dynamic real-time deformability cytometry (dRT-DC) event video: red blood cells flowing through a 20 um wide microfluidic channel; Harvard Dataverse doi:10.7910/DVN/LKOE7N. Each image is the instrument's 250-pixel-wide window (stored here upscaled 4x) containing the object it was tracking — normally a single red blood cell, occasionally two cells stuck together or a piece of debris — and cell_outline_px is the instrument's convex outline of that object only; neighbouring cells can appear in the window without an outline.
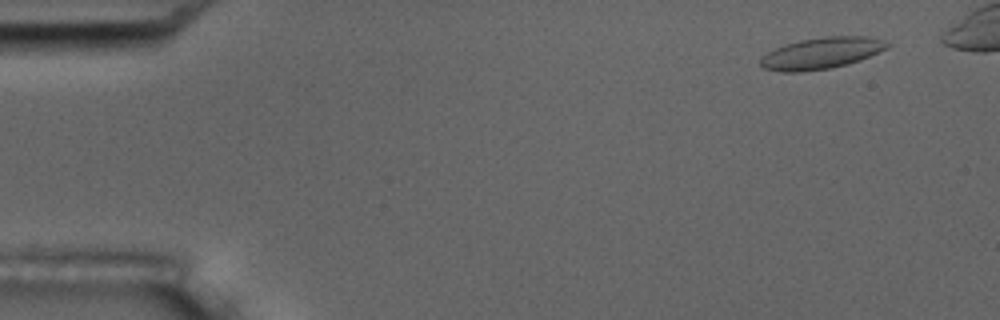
{"species": "common noctule bat (a hibernating species)", "species_latin": "Nyctalus noctula", "temperature_condition": "room temperature", "stored_images_in_passage": 4, "camera_frame_rate_fps": 3000, "um_per_image_px": 0.085, "animal": {"sex": "male", "body_mass_g": 17.5, "forearm_length_mm": 52.3}, "frame": {"image": 1, "passage_image": 1, "time_ms": 0.0, "image_size_px": [1000, 320], "cell_outline_px": [[892, 44], [888, 48], [880, 52], [860, 60], [848, 64], [832, 68], [800, 72], [780, 72], [764, 68], [760, 64], [760, 56], [784, 44], [800, 40], [824, 36], [868, 36]], "centroid_in_image_um": [69.82, 4.52], "position_along_channel_um": 15.2, "area_um2": 23.41}}